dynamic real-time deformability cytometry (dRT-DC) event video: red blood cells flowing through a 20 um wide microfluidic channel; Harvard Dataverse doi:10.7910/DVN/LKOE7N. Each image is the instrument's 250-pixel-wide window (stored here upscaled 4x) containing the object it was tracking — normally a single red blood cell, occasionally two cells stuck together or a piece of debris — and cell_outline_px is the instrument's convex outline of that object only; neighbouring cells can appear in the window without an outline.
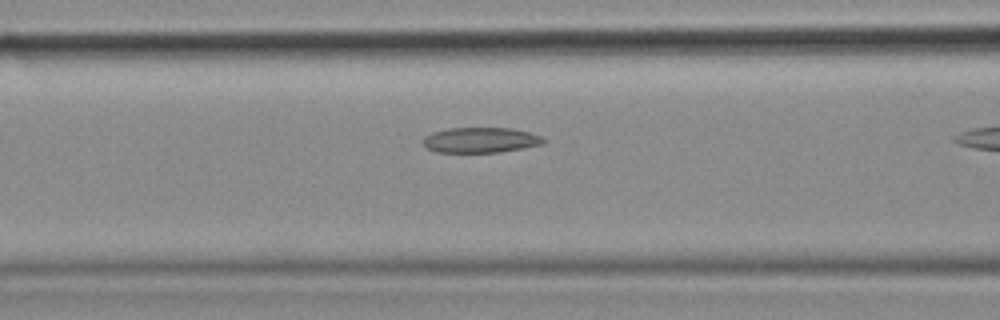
{"species": "common noctule bat (a hibernating species)", "species_latin": "Nyctalus noctula", "temperature_condition": "cold", "stored_images_in_passage": 10, "camera_frame_rate_fps": 3000, "um_per_image_px": 0.085, "animal": {"sex": "female", "body_mass_g": 18.4}, "frame": {"image": 1, "passage_image": 9, "time_ms": 2.667, "image_size_px": [1000, 320], "cell_outline_px": [[548, 140], [544, 144], [500, 152], [436, 152], [428, 148], [420, 140], [424, 136], [432, 132], [448, 128], [512, 128], [528, 132], [540, 136]], "centroid_in_image_um": [40.84, 11.9], "position_along_channel_um": 125.8, "area_um2": 17.86}}